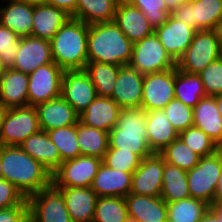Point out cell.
<instances>
[{
    "label": "cell",
    "mask_w": 222,
    "mask_h": 222,
    "mask_svg": "<svg viewBox=\"0 0 222 222\" xmlns=\"http://www.w3.org/2000/svg\"><path fill=\"white\" fill-rule=\"evenodd\" d=\"M78 0H48L49 5L63 9L70 16L76 11Z\"/></svg>",
    "instance_id": "obj_48"
},
{
    "label": "cell",
    "mask_w": 222,
    "mask_h": 222,
    "mask_svg": "<svg viewBox=\"0 0 222 222\" xmlns=\"http://www.w3.org/2000/svg\"><path fill=\"white\" fill-rule=\"evenodd\" d=\"M118 5L130 3V0H114Z\"/></svg>",
    "instance_id": "obj_58"
},
{
    "label": "cell",
    "mask_w": 222,
    "mask_h": 222,
    "mask_svg": "<svg viewBox=\"0 0 222 222\" xmlns=\"http://www.w3.org/2000/svg\"><path fill=\"white\" fill-rule=\"evenodd\" d=\"M61 96L80 115L97 97V92L84 69L64 70Z\"/></svg>",
    "instance_id": "obj_14"
},
{
    "label": "cell",
    "mask_w": 222,
    "mask_h": 222,
    "mask_svg": "<svg viewBox=\"0 0 222 222\" xmlns=\"http://www.w3.org/2000/svg\"><path fill=\"white\" fill-rule=\"evenodd\" d=\"M160 197L166 203H173L189 198L187 171L164 161L162 193Z\"/></svg>",
    "instance_id": "obj_32"
},
{
    "label": "cell",
    "mask_w": 222,
    "mask_h": 222,
    "mask_svg": "<svg viewBox=\"0 0 222 222\" xmlns=\"http://www.w3.org/2000/svg\"><path fill=\"white\" fill-rule=\"evenodd\" d=\"M222 200V171L218 179V184L215 189V195L213 198V204H218Z\"/></svg>",
    "instance_id": "obj_50"
},
{
    "label": "cell",
    "mask_w": 222,
    "mask_h": 222,
    "mask_svg": "<svg viewBox=\"0 0 222 222\" xmlns=\"http://www.w3.org/2000/svg\"><path fill=\"white\" fill-rule=\"evenodd\" d=\"M52 62L50 41L28 36L19 39V49L11 68L29 75L38 67Z\"/></svg>",
    "instance_id": "obj_16"
},
{
    "label": "cell",
    "mask_w": 222,
    "mask_h": 222,
    "mask_svg": "<svg viewBox=\"0 0 222 222\" xmlns=\"http://www.w3.org/2000/svg\"><path fill=\"white\" fill-rule=\"evenodd\" d=\"M36 109L40 128L45 132L79 122V114L62 96L39 104Z\"/></svg>",
    "instance_id": "obj_20"
},
{
    "label": "cell",
    "mask_w": 222,
    "mask_h": 222,
    "mask_svg": "<svg viewBox=\"0 0 222 222\" xmlns=\"http://www.w3.org/2000/svg\"><path fill=\"white\" fill-rule=\"evenodd\" d=\"M129 4L139 8L154 29L163 25L171 15L164 0H130Z\"/></svg>",
    "instance_id": "obj_43"
},
{
    "label": "cell",
    "mask_w": 222,
    "mask_h": 222,
    "mask_svg": "<svg viewBox=\"0 0 222 222\" xmlns=\"http://www.w3.org/2000/svg\"><path fill=\"white\" fill-rule=\"evenodd\" d=\"M170 14L195 31L212 30L222 19V0H198L194 3H183Z\"/></svg>",
    "instance_id": "obj_12"
},
{
    "label": "cell",
    "mask_w": 222,
    "mask_h": 222,
    "mask_svg": "<svg viewBox=\"0 0 222 222\" xmlns=\"http://www.w3.org/2000/svg\"><path fill=\"white\" fill-rule=\"evenodd\" d=\"M175 68L144 74L141 108L162 110L175 98Z\"/></svg>",
    "instance_id": "obj_13"
},
{
    "label": "cell",
    "mask_w": 222,
    "mask_h": 222,
    "mask_svg": "<svg viewBox=\"0 0 222 222\" xmlns=\"http://www.w3.org/2000/svg\"><path fill=\"white\" fill-rule=\"evenodd\" d=\"M102 162L119 171L134 172L139 167L141 159L131 151L108 148Z\"/></svg>",
    "instance_id": "obj_42"
},
{
    "label": "cell",
    "mask_w": 222,
    "mask_h": 222,
    "mask_svg": "<svg viewBox=\"0 0 222 222\" xmlns=\"http://www.w3.org/2000/svg\"><path fill=\"white\" fill-rule=\"evenodd\" d=\"M64 70L56 63L38 67L28 75V105L37 106L61 96Z\"/></svg>",
    "instance_id": "obj_11"
},
{
    "label": "cell",
    "mask_w": 222,
    "mask_h": 222,
    "mask_svg": "<svg viewBox=\"0 0 222 222\" xmlns=\"http://www.w3.org/2000/svg\"><path fill=\"white\" fill-rule=\"evenodd\" d=\"M56 188L63 195L72 222H93L98 196L91 188Z\"/></svg>",
    "instance_id": "obj_22"
},
{
    "label": "cell",
    "mask_w": 222,
    "mask_h": 222,
    "mask_svg": "<svg viewBox=\"0 0 222 222\" xmlns=\"http://www.w3.org/2000/svg\"><path fill=\"white\" fill-rule=\"evenodd\" d=\"M0 222H29V206L0 209Z\"/></svg>",
    "instance_id": "obj_47"
},
{
    "label": "cell",
    "mask_w": 222,
    "mask_h": 222,
    "mask_svg": "<svg viewBox=\"0 0 222 222\" xmlns=\"http://www.w3.org/2000/svg\"><path fill=\"white\" fill-rule=\"evenodd\" d=\"M194 126L201 129L216 144L222 140V116L214 96L203 97L193 108Z\"/></svg>",
    "instance_id": "obj_30"
},
{
    "label": "cell",
    "mask_w": 222,
    "mask_h": 222,
    "mask_svg": "<svg viewBox=\"0 0 222 222\" xmlns=\"http://www.w3.org/2000/svg\"><path fill=\"white\" fill-rule=\"evenodd\" d=\"M146 130L148 144L155 153H160L179 137L163 109L147 111Z\"/></svg>",
    "instance_id": "obj_27"
},
{
    "label": "cell",
    "mask_w": 222,
    "mask_h": 222,
    "mask_svg": "<svg viewBox=\"0 0 222 222\" xmlns=\"http://www.w3.org/2000/svg\"><path fill=\"white\" fill-rule=\"evenodd\" d=\"M128 215L140 222H166L167 203L161 197L129 193L125 197Z\"/></svg>",
    "instance_id": "obj_28"
},
{
    "label": "cell",
    "mask_w": 222,
    "mask_h": 222,
    "mask_svg": "<svg viewBox=\"0 0 222 222\" xmlns=\"http://www.w3.org/2000/svg\"><path fill=\"white\" fill-rule=\"evenodd\" d=\"M71 16L63 9L49 4L34 6L32 36L51 40Z\"/></svg>",
    "instance_id": "obj_26"
},
{
    "label": "cell",
    "mask_w": 222,
    "mask_h": 222,
    "mask_svg": "<svg viewBox=\"0 0 222 222\" xmlns=\"http://www.w3.org/2000/svg\"><path fill=\"white\" fill-rule=\"evenodd\" d=\"M166 10L171 13L174 9L184 3V0H164Z\"/></svg>",
    "instance_id": "obj_51"
},
{
    "label": "cell",
    "mask_w": 222,
    "mask_h": 222,
    "mask_svg": "<svg viewBox=\"0 0 222 222\" xmlns=\"http://www.w3.org/2000/svg\"><path fill=\"white\" fill-rule=\"evenodd\" d=\"M147 111L123 108L116 125L108 132V148L135 153L141 160L154 153L147 141Z\"/></svg>",
    "instance_id": "obj_4"
},
{
    "label": "cell",
    "mask_w": 222,
    "mask_h": 222,
    "mask_svg": "<svg viewBox=\"0 0 222 222\" xmlns=\"http://www.w3.org/2000/svg\"><path fill=\"white\" fill-rule=\"evenodd\" d=\"M4 70H5V67L0 62V78L3 75Z\"/></svg>",
    "instance_id": "obj_59"
},
{
    "label": "cell",
    "mask_w": 222,
    "mask_h": 222,
    "mask_svg": "<svg viewBox=\"0 0 222 222\" xmlns=\"http://www.w3.org/2000/svg\"><path fill=\"white\" fill-rule=\"evenodd\" d=\"M195 30L182 21L169 16L168 20L154 29L165 51L177 62L192 42Z\"/></svg>",
    "instance_id": "obj_18"
},
{
    "label": "cell",
    "mask_w": 222,
    "mask_h": 222,
    "mask_svg": "<svg viewBox=\"0 0 222 222\" xmlns=\"http://www.w3.org/2000/svg\"><path fill=\"white\" fill-rule=\"evenodd\" d=\"M217 150H222V140L218 143Z\"/></svg>",
    "instance_id": "obj_60"
},
{
    "label": "cell",
    "mask_w": 222,
    "mask_h": 222,
    "mask_svg": "<svg viewBox=\"0 0 222 222\" xmlns=\"http://www.w3.org/2000/svg\"><path fill=\"white\" fill-rule=\"evenodd\" d=\"M209 205L196 198H186L167 203L168 222H199Z\"/></svg>",
    "instance_id": "obj_36"
},
{
    "label": "cell",
    "mask_w": 222,
    "mask_h": 222,
    "mask_svg": "<svg viewBox=\"0 0 222 222\" xmlns=\"http://www.w3.org/2000/svg\"><path fill=\"white\" fill-rule=\"evenodd\" d=\"M198 75L207 96L222 94V56L207 65Z\"/></svg>",
    "instance_id": "obj_44"
},
{
    "label": "cell",
    "mask_w": 222,
    "mask_h": 222,
    "mask_svg": "<svg viewBox=\"0 0 222 222\" xmlns=\"http://www.w3.org/2000/svg\"><path fill=\"white\" fill-rule=\"evenodd\" d=\"M114 22L132 43L154 32L144 13L129 3L117 6Z\"/></svg>",
    "instance_id": "obj_25"
},
{
    "label": "cell",
    "mask_w": 222,
    "mask_h": 222,
    "mask_svg": "<svg viewBox=\"0 0 222 222\" xmlns=\"http://www.w3.org/2000/svg\"><path fill=\"white\" fill-rule=\"evenodd\" d=\"M50 140L57 147L62 162L80 156L77 143L76 124L46 131Z\"/></svg>",
    "instance_id": "obj_39"
},
{
    "label": "cell",
    "mask_w": 222,
    "mask_h": 222,
    "mask_svg": "<svg viewBox=\"0 0 222 222\" xmlns=\"http://www.w3.org/2000/svg\"><path fill=\"white\" fill-rule=\"evenodd\" d=\"M3 179L14 184L28 199L52 184V173L20 146H0Z\"/></svg>",
    "instance_id": "obj_1"
},
{
    "label": "cell",
    "mask_w": 222,
    "mask_h": 222,
    "mask_svg": "<svg viewBox=\"0 0 222 222\" xmlns=\"http://www.w3.org/2000/svg\"><path fill=\"white\" fill-rule=\"evenodd\" d=\"M132 175L133 172L119 171L102 162L90 188L98 197H126L131 191Z\"/></svg>",
    "instance_id": "obj_19"
},
{
    "label": "cell",
    "mask_w": 222,
    "mask_h": 222,
    "mask_svg": "<svg viewBox=\"0 0 222 222\" xmlns=\"http://www.w3.org/2000/svg\"><path fill=\"white\" fill-rule=\"evenodd\" d=\"M3 178V175H2V165H1V162H0V179Z\"/></svg>",
    "instance_id": "obj_62"
},
{
    "label": "cell",
    "mask_w": 222,
    "mask_h": 222,
    "mask_svg": "<svg viewBox=\"0 0 222 222\" xmlns=\"http://www.w3.org/2000/svg\"><path fill=\"white\" fill-rule=\"evenodd\" d=\"M121 66L99 62H87L85 71L94 84L98 97H111Z\"/></svg>",
    "instance_id": "obj_35"
},
{
    "label": "cell",
    "mask_w": 222,
    "mask_h": 222,
    "mask_svg": "<svg viewBox=\"0 0 222 222\" xmlns=\"http://www.w3.org/2000/svg\"><path fill=\"white\" fill-rule=\"evenodd\" d=\"M6 111L7 109L3 105L0 104V130H1V124H2Z\"/></svg>",
    "instance_id": "obj_56"
},
{
    "label": "cell",
    "mask_w": 222,
    "mask_h": 222,
    "mask_svg": "<svg viewBox=\"0 0 222 222\" xmlns=\"http://www.w3.org/2000/svg\"><path fill=\"white\" fill-rule=\"evenodd\" d=\"M14 206H29L27 199L5 179H0V209H8Z\"/></svg>",
    "instance_id": "obj_46"
},
{
    "label": "cell",
    "mask_w": 222,
    "mask_h": 222,
    "mask_svg": "<svg viewBox=\"0 0 222 222\" xmlns=\"http://www.w3.org/2000/svg\"><path fill=\"white\" fill-rule=\"evenodd\" d=\"M19 39L16 33L0 24V62L5 68H11L15 62Z\"/></svg>",
    "instance_id": "obj_45"
},
{
    "label": "cell",
    "mask_w": 222,
    "mask_h": 222,
    "mask_svg": "<svg viewBox=\"0 0 222 222\" xmlns=\"http://www.w3.org/2000/svg\"><path fill=\"white\" fill-rule=\"evenodd\" d=\"M160 154L163 156L165 162L185 171H189L195 167L201 158L180 137L165 147Z\"/></svg>",
    "instance_id": "obj_37"
},
{
    "label": "cell",
    "mask_w": 222,
    "mask_h": 222,
    "mask_svg": "<svg viewBox=\"0 0 222 222\" xmlns=\"http://www.w3.org/2000/svg\"><path fill=\"white\" fill-rule=\"evenodd\" d=\"M222 56V48L215 31L198 30L184 54L176 62V67L190 74H199L207 65Z\"/></svg>",
    "instance_id": "obj_5"
},
{
    "label": "cell",
    "mask_w": 222,
    "mask_h": 222,
    "mask_svg": "<svg viewBox=\"0 0 222 222\" xmlns=\"http://www.w3.org/2000/svg\"><path fill=\"white\" fill-rule=\"evenodd\" d=\"M133 43L114 21L89 25L87 54L88 62L128 65Z\"/></svg>",
    "instance_id": "obj_2"
},
{
    "label": "cell",
    "mask_w": 222,
    "mask_h": 222,
    "mask_svg": "<svg viewBox=\"0 0 222 222\" xmlns=\"http://www.w3.org/2000/svg\"><path fill=\"white\" fill-rule=\"evenodd\" d=\"M124 222H140V221L137 220L136 218L131 217V216L128 215Z\"/></svg>",
    "instance_id": "obj_57"
},
{
    "label": "cell",
    "mask_w": 222,
    "mask_h": 222,
    "mask_svg": "<svg viewBox=\"0 0 222 222\" xmlns=\"http://www.w3.org/2000/svg\"><path fill=\"white\" fill-rule=\"evenodd\" d=\"M216 103H217V108L222 116V94L214 96Z\"/></svg>",
    "instance_id": "obj_55"
},
{
    "label": "cell",
    "mask_w": 222,
    "mask_h": 222,
    "mask_svg": "<svg viewBox=\"0 0 222 222\" xmlns=\"http://www.w3.org/2000/svg\"><path fill=\"white\" fill-rule=\"evenodd\" d=\"M164 159L160 153H152L141 160L133 172L130 193L151 197H160L162 193V175Z\"/></svg>",
    "instance_id": "obj_15"
},
{
    "label": "cell",
    "mask_w": 222,
    "mask_h": 222,
    "mask_svg": "<svg viewBox=\"0 0 222 222\" xmlns=\"http://www.w3.org/2000/svg\"><path fill=\"white\" fill-rule=\"evenodd\" d=\"M118 4L114 0H78L71 18L88 25L114 21Z\"/></svg>",
    "instance_id": "obj_31"
},
{
    "label": "cell",
    "mask_w": 222,
    "mask_h": 222,
    "mask_svg": "<svg viewBox=\"0 0 222 222\" xmlns=\"http://www.w3.org/2000/svg\"><path fill=\"white\" fill-rule=\"evenodd\" d=\"M216 38L222 48V19L215 25L214 29Z\"/></svg>",
    "instance_id": "obj_53"
},
{
    "label": "cell",
    "mask_w": 222,
    "mask_h": 222,
    "mask_svg": "<svg viewBox=\"0 0 222 222\" xmlns=\"http://www.w3.org/2000/svg\"><path fill=\"white\" fill-rule=\"evenodd\" d=\"M122 108L110 97H96L79 115V122L109 132L116 125Z\"/></svg>",
    "instance_id": "obj_21"
},
{
    "label": "cell",
    "mask_w": 222,
    "mask_h": 222,
    "mask_svg": "<svg viewBox=\"0 0 222 222\" xmlns=\"http://www.w3.org/2000/svg\"><path fill=\"white\" fill-rule=\"evenodd\" d=\"M144 74L129 65H122L114 85L112 98L122 109L140 108Z\"/></svg>",
    "instance_id": "obj_17"
},
{
    "label": "cell",
    "mask_w": 222,
    "mask_h": 222,
    "mask_svg": "<svg viewBox=\"0 0 222 222\" xmlns=\"http://www.w3.org/2000/svg\"><path fill=\"white\" fill-rule=\"evenodd\" d=\"M209 209L218 217L222 218V200L218 204L209 205Z\"/></svg>",
    "instance_id": "obj_52"
},
{
    "label": "cell",
    "mask_w": 222,
    "mask_h": 222,
    "mask_svg": "<svg viewBox=\"0 0 222 222\" xmlns=\"http://www.w3.org/2000/svg\"><path fill=\"white\" fill-rule=\"evenodd\" d=\"M77 143L80 155L95 156L103 159L108 150V132L85 126L78 122L76 124Z\"/></svg>",
    "instance_id": "obj_34"
},
{
    "label": "cell",
    "mask_w": 222,
    "mask_h": 222,
    "mask_svg": "<svg viewBox=\"0 0 222 222\" xmlns=\"http://www.w3.org/2000/svg\"><path fill=\"white\" fill-rule=\"evenodd\" d=\"M33 6L47 4L48 0H20Z\"/></svg>",
    "instance_id": "obj_54"
},
{
    "label": "cell",
    "mask_w": 222,
    "mask_h": 222,
    "mask_svg": "<svg viewBox=\"0 0 222 222\" xmlns=\"http://www.w3.org/2000/svg\"><path fill=\"white\" fill-rule=\"evenodd\" d=\"M198 0H184V3H194L197 2Z\"/></svg>",
    "instance_id": "obj_61"
},
{
    "label": "cell",
    "mask_w": 222,
    "mask_h": 222,
    "mask_svg": "<svg viewBox=\"0 0 222 222\" xmlns=\"http://www.w3.org/2000/svg\"><path fill=\"white\" fill-rule=\"evenodd\" d=\"M129 66L139 73L160 72L176 67V62L165 51L157 35L153 32L133 43Z\"/></svg>",
    "instance_id": "obj_8"
},
{
    "label": "cell",
    "mask_w": 222,
    "mask_h": 222,
    "mask_svg": "<svg viewBox=\"0 0 222 222\" xmlns=\"http://www.w3.org/2000/svg\"><path fill=\"white\" fill-rule=\"evenodd\" d=\"M101 163V158L86 155L64 161L52 173V184L55 187L90 188Z\"/></svg>",
    "instance_id": "obj_9"
},
{
    "label": "cell",
    "mask_w": 222,
    "mask_h": 222,
    "mask_svg": "<svg viewBox=\"0 0 222 222\" xmlns=\"http://www.w3.org/2000/svg\"><path fill=\"white\" fill-rule=\"evenodd\" d=\"M163 110L172 126L179 133L194 126L193 108L185 105L177 98L171 100Z\"/></svg>",
    "instance_id": "obj_41"
},
{
    "label": "cell",
    "mask_w": 222,
    "mask_h": 222,
    "mask_svg": "<svg viewBox=\"0 0 222 222\" xmlns=\"http://www.w3.org/2000/svg\"><path fill=\"white\" fill-rule=\"evenodd\" d=\"M89 25L69 19L50 40L53 62L63 70L85 69Z\"/></svg>",
    "instance_id": "obj_3"
},
{
    "label": "cell",
    "mask_w": 222,
    "mask_h": 222,
    "mask_svg": "<svg viewBox=\"0 0 222 222\" xmlns=\"http://www.w3.org/2000/svg\"><path fill=\"white\" fill-rule=\"evenodd\" d=\"M221 171L222 156L218 152L208 157H201L199 163L187 171L190 197L212 205Z\"/></svg>",
    "instance_id": "obj_6"
},
{
    "label": "cell",
    "mask_w": 222,
    "mask_h": 222,
    "mask_svg": "<svg viewBox=\"0 0 222 222\" xmlns=\"http://www.w3.org/2000/svg\"><path fill=\"white\" fill-rule=\"evenodd\" d=\"M41 130L35 106L7 109L0 130V146L20 145Z\"/></svg>",
    "instance_id": "obj_7"
},
{
    "label": "cell",
    "mask_w": 222,
    "mask_h": 222,
    "mask_svg": "<svg viewBox=\"0 0 222 222\" xmlns=\"http://www.w3.org/2000/svg\"><path fill=\"white\" fill-rule=\"evenodd\" d=\"M7 1L0 6V24L20 38L32 36L34 6L20 0Z\"/></svg>",
    "instance_id": "obj_24"
},
{
    "label": "cell",
    "mask_w": 222,
    "mask_h": 222,
    "mask_svg": "<svg viewBox=\"0 0 222 222\" xmlns=\"http://www.w3.org/2000/svg\"><path fill=\"white\" fill-rule=\"evenodd\" d=\"M174 93L175 98L192 108L207 96L198 74H190L177 67H175Z\"/></svg>",
    "instance_id": "obj_33"
},
{
    "label": "cell",
    "mask_w": 222,
    "mask_h": 222,
    "mask_svg": "<svg viewBox=\"0 0 222 222\" xmlns=\"http://www.w3.org/2000/svg\"><path fill=\"white\" fill-rule=\"evenodd\" d=\"M185 144L201 157H208L217 153V144L201 129L192 126L179 133Z\"/></svg>",
    "instance_id": "obj_40"
},
{
    "label": "cell",
    "mask_w": 222,
    "mask_h": 222,
    "mask_svg": "<svg viewBox=\"0 0 222 222\" xmlns=\"http://www.w3.org/2000/svg\"><path fill=\"white\" fill-rule=\"evenodd\" d=\"M199 222H222V218H218L209 208L204 213Z\"/></svg>",
    "instance_id": "obj_49"
},
{
    "label": "cell",
    "mask_w": 222,
    "mask_h": 222,
    "mask_svg": "<svg viewBox=\"0 0 222 222\" xmlns=\"http://www.w3.org/2000/svg\"><path fill=\"white\" fill-rule=\"evenodd\" d=\"M19 146L28 155L46 167L51 173L62 163L57 147L50 140L47 132L43 130L30 135Z\"/></svg>",
    "instance_id": "obj_29"
},
{
    "label": "cell",
    "mask_w": 222,
    "mask_h": 222,
    "mask_svg": "<svg viewBox=\"0 0 222 222\" xmlns=\"http://www.w3.org/2000/svg\"><path fill=\"white\" fill-rule=\"evenodd\" d=\"M127 216L125 197H98L93 222H124Z\"/></svg>",
    "instance_id": "obj_38"
},
{
    "label": "cell",
    "mask_w": 222,
    "mask_h": 222,
    "mask_svg": "<svg viewBox=\"0 0 222 222\" xmlns=\"http://www.w3.org/2000/svg\"><path fill=\"white\" fill-rule=\"evenodd\" d=\"M30 222H72L62 193L51 184L28 199Z\"/></svg>",
    "instance_id": "obj_10"
},
{
    "label": "cell",
    "mask_w": 222,
    "mask_h": 222,
    "mask_svg": "<svg viewBox=\"0 0 222 222\" xmlns=\"http://www.w3.org/2000/svg\"><path fill=\"white\" fill-rule=\"evenodd\" d=\"M217 152L222 156V150H217Z\"/></svg>",
    "instance_id": "obj_63"
},
{
    "label": "cell",
    "mask_w": 222,
    "mask_h": 222,
    "mask_svg": "<svg viewBox=\"0 0 222 222\" xmlns=\"http://www.w3.org/2000/svg\"><path fill=\"white\" fill-rule=\"evenodd\" d=\"M28 84V74L5 68L0 78V104L6 109L27 106Z\"/></svg>",
    "instance_id": "obj_23"
}]
</instances>
